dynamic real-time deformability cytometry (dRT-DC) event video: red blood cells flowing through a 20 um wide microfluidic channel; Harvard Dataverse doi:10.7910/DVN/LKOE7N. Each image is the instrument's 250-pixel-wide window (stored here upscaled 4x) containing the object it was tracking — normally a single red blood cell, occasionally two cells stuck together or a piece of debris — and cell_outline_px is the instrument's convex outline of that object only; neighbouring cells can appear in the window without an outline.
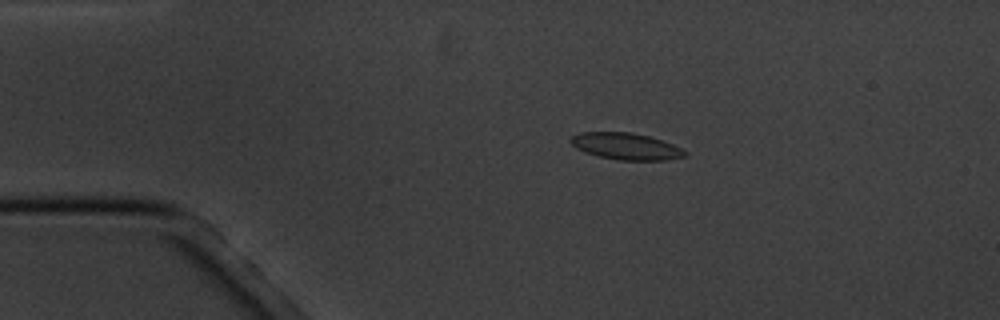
{"species": "common noctule bat (a hibernating species)", "species_latin": "Nyctalus noctula", "temperature_condition": "cold", "stored_images_in_passage": 11, "camera_frame_rate_fps": 3000, "um_per_image_px": 0.085, "animal": {"sex": "male", "body_mass_g": 20.1, "forearm_length_mm": 53.5}, "frame": {"image": 1, "passage_image": 2, "time_ms": 1.0, "image_size_px": [1000, 320], "cell_outline_px": [[688, 152], [684, 156], [668, 160], [620, 160], [600, 156], [584, 152], [576, 148], [568, 140], [572, 136], [580, 132], [632, 132], [648, 136], [672, 144]], "centroid_in_image_um": [53.18, 12.43], "position_along_channel_um": 31.8, "area_um2": 17.63}}
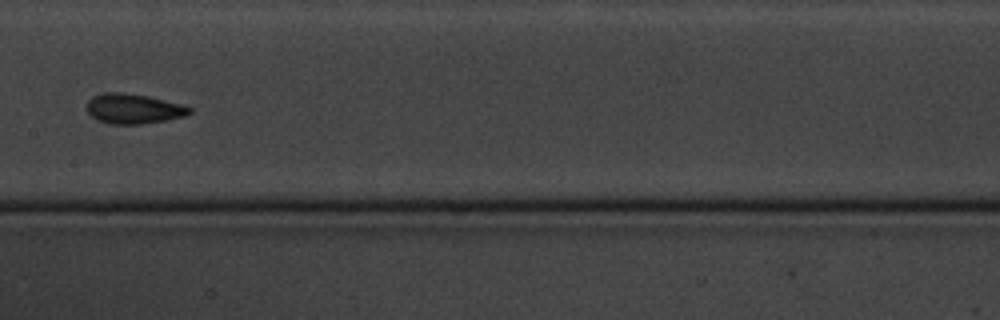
{"frame": {"image": 2, "passage_image": 7, "time_ms": 7.0, "image_size_px": [1000, 320], "cell_outline_px": [[192, 112], [184, 116], [168, 120], [140, 124], [108, 124], [96, 120], [88, 112], [88, 100], [92, 96], [104, 92], [120, 92], [148, 96], [184, 104], [192, 108]], "centroid_in_image_um": [11.36, 9.24], "position_along_channel_um": 196.0, "area_um2": 18.09}}
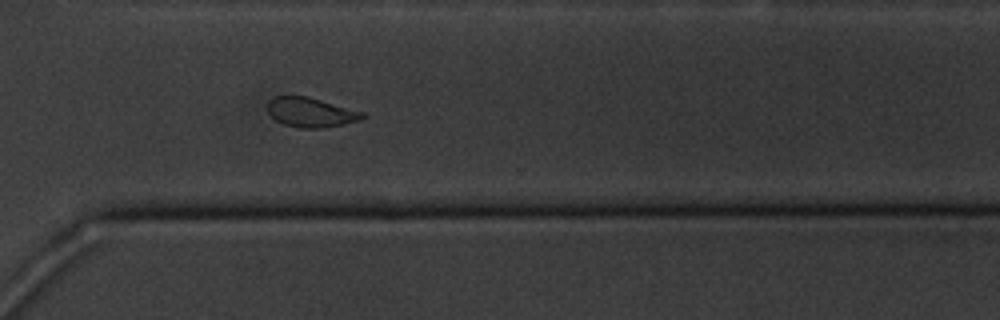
{"frame": {"image": 3, "passage_image": 11, "time_ms": 11.333, "image_size_px": [1000, 320], "cell_outline_px": [[368, 116], [360, 120], [324, 128], [300, 128], [284, 124], [276, 120], [268, 112], [268, 100], [272, 96], [308, 96], [364, 112]], "centroid_in_image_um": [26.43, 9.54], "position_along_channel_um": 344.2, "area_um2": 16.42}}